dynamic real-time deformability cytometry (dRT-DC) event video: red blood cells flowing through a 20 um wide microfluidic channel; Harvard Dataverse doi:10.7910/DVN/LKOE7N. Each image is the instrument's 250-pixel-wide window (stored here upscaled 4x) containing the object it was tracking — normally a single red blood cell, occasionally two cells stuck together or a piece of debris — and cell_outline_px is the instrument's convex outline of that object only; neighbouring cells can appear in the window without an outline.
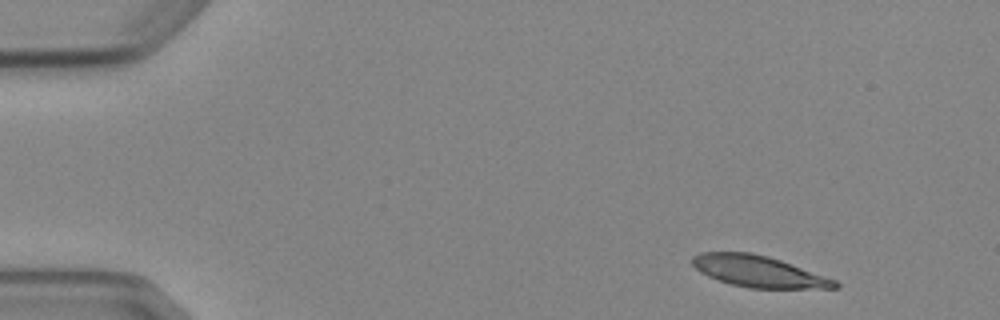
{"species": "Egyptian fruit bat (a non-hibernating species)", "species_latin": "Rousettus aegyptiacus", "temperature_condition": "cold", "stored_images_in_passage": 4, "segment_of_instrument_passage": [1, 2], "camera_frame_rate_fps": 3000, "um_per_image_px": 0.085, "animal": {"sex": "female"}, "frame": {"image": 1, "passage_image": 1, "time_ms": 0.0, "image_size_px": [1000, 320], "cell_outline_px": [[840, 288], [748, 288], [732, 284], [708, 276], [700, 272], [692, 264], [692, 256], [700, 252], [752, 252], [768, 256], [780, 260], [836, 280], [840, 284]], "centroid_in_image_um": [64.46, 23.06], "position_along_channel_um": 20.5, "area_um2": 25.89}}